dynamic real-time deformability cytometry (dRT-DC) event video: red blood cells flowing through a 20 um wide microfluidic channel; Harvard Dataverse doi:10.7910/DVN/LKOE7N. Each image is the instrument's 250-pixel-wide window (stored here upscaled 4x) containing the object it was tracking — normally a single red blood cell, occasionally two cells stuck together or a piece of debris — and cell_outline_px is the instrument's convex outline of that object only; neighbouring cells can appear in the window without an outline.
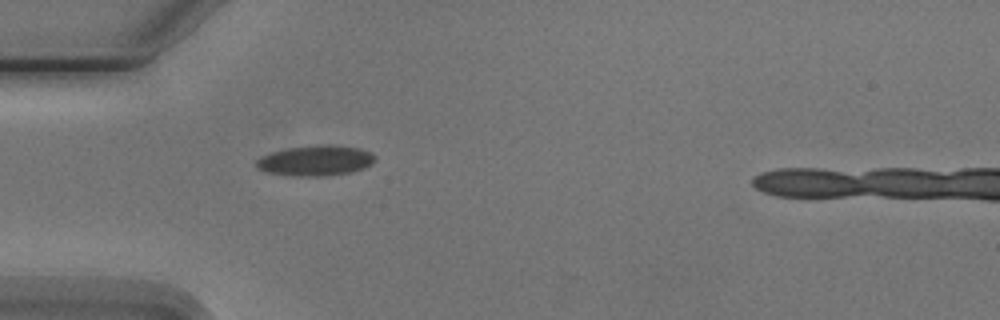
{"species": "Egyptian fruit bat (a non-hibernating species)", "species_latin": "Rousettus aegyptiacus", "temperature_condition": "cold", "stored_images_in_passage": 2, "camera_frame_rate_fps": 3000, "um_per_image_px": 0.085, "animal": {"sex": "male"}, "frame": {"image": 1, "passage_image": 1, "time_ms": 0.0, "image_size_px": [1000, 320], "cell_outline_px": [[376, 160], [372, 164], [364, 168], [348, 172], [316, 176], [300, 176], [268, 172], [256, 168], [256, 160], [272, 152], [288, 148], [324, 144], [332, 144], [360, 148], [372, 152], [376, 156]], "centroid_in_image_um": [26.88, 13.63], "position_along_channel_um": 58.1, "area_um2": 20.81}}